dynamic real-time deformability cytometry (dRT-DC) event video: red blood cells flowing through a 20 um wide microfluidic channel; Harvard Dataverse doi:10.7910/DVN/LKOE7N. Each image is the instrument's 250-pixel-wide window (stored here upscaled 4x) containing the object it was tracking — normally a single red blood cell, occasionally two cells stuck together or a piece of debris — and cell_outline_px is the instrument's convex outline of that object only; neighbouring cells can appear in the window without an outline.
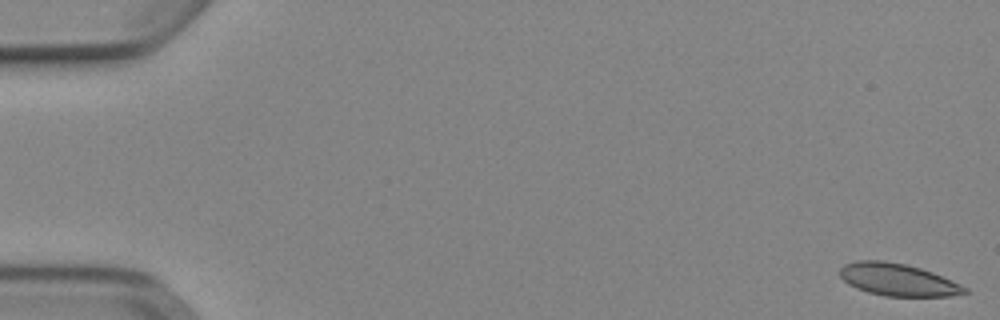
{"species": "Egyptian fruit bat (a non-hibernating species)", "species_latin": "Rousettus aegyptiacus", "temperature_condition": "cold", "stored_images_in_passage": 11, "camera_frame_rate_fps": 3000, "um_per_image_px": 0.085, "animal": {"sex": "female"}, "frame": {"image": 1, "passage_image": 1, "time_ms": 0.0, "image_size_px": [1000, 320], "cell_outline_px": [[968, 292], [948, 296], [884, 296], [868, 292], [856, 288], [848, 284], [840, 276], [840, 268], [844, 264], [856, 260], [884, 260], [904, 264], [920, 268], [932, 272], [960, 284], [968, 288]], "centroid_in_image_um": [76.28, 23.77], "position_along_channel_um": 8.7, "area_um2": 23.41}}